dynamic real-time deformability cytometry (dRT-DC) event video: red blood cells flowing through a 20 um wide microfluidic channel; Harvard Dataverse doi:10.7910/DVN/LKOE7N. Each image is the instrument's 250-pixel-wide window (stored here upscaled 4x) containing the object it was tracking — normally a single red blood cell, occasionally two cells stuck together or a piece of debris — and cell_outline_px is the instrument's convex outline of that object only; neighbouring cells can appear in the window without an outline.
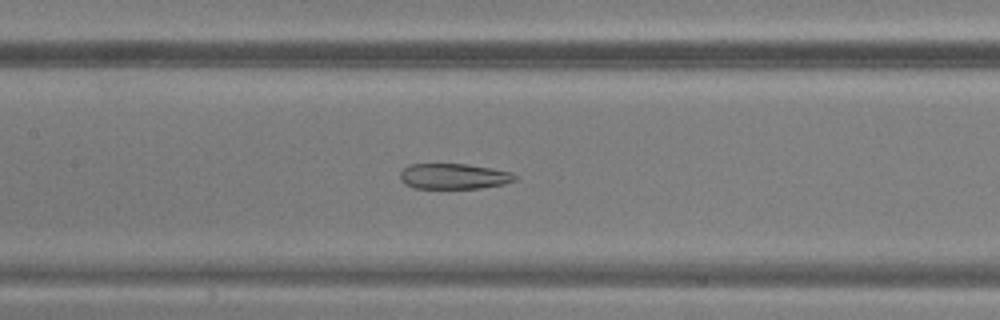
{"species": "common noctule bat (a hibernating species)", "species_latin": "Nyctalus noctula", "temperature_condition": "warm", "stored_images_in_passage": 47, "camera_frame_rate_fps": 3000, "um_per_image_px": 0.085, "animal": {"sex": "male", "body_mass_g": 20.5, "forearm_length_mm": 52.5}, "frame": {"image": 1, "passage_image": 23, "time_ms": 7.333, "image_size_px": [1000, 320], "cell_outline_px": [[516, 180], [504, 184], [480, 188], [412, 188], [404, 184], [400, 180], [400, 172], [408, 164], [464, 164], [492, 168], [512, 172], [516, 176]], "centroid_in_image_um": [38.55, 14.99], "position_along_channel_um": 168.9, "area_um2": 17.17}}
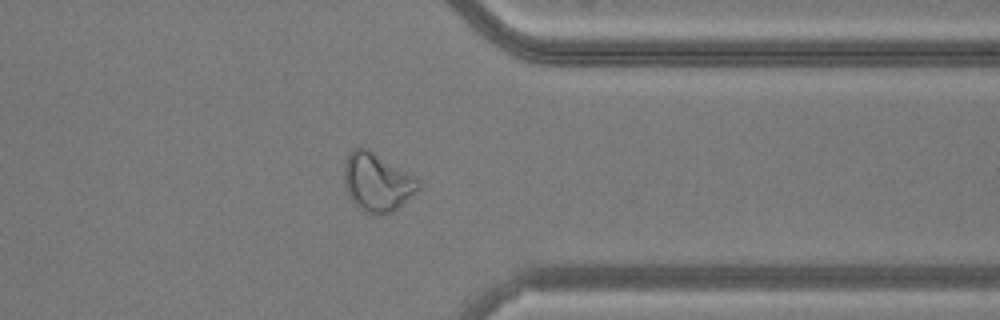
{"frame": {"image": 2, "passage_image": 38, "time_ms": 12.333, "image_size_px": [1000, 320], "cell_outline_px": [[420, 188], [412, 196], [392, 212], [380, 216], [376, 216], [360, 208], [348, 196], [344, 184], [344, 160], [348, 152], [352, 148], [368, 148], [416, 176], [420, 180]], "centroid_in_image_um": [32.05, 15.47], "position_along_channel_um": 379.3, "area_um2": 25.61}}
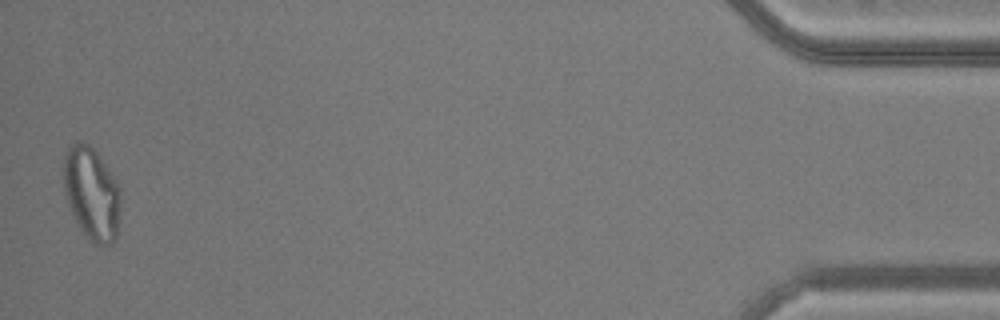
{"frame": {"image": 3, "passage_image": 47, "time_ms": 15.333, "image_size_px": [1000, 320], "cell_outline_px": [[120, 204], [116, 240], [112, 244], [92, 244], [80, 228], [68, 204], [64, 192], [64, 156], [68, 148], [76, 140], [80, 140], [88, 144], [96, 152], [108, 168], [120, 188]], "centroid_in_image_um": [7.79, 16.45], "position_along_channel_um": 427.4, "area_um2": 30.75}}